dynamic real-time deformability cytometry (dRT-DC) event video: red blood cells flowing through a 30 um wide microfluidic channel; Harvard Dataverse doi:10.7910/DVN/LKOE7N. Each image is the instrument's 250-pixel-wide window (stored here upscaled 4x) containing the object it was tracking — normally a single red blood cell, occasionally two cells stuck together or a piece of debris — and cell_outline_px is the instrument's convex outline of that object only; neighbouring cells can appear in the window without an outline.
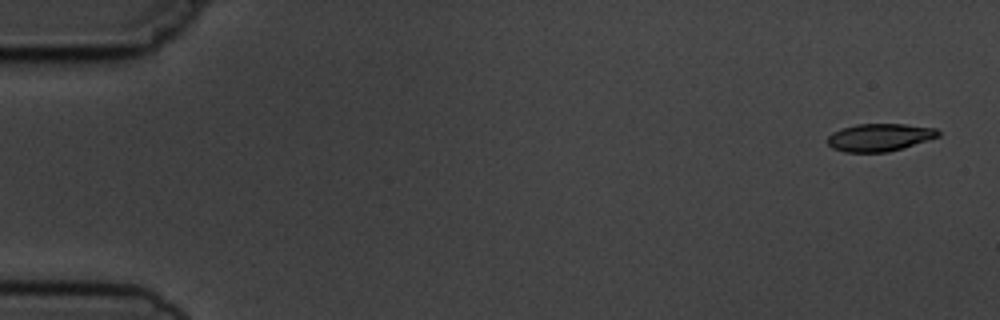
{"species": "common noctule bat (a hibernating species)", "species_latin": "Nyctalus noctula", "temperature_condition": "cold", "stored_images_in_passage": 5, "camera_frame_rate_fps": 3000, "um_per_image_px": 0.085, "animal": {"sex": "male", "body_mass_g": 19.5, "forearm_length_mm": 54.6}, "frame": {"image": 1, "passage_image": 1, "time_ms": 0.0, "image_size_px": [1000, 320], "cell_outline_px": [[940, 136], [904, 148], [888, 152], [844, 152], [832, 148], [828, 144], [828, 136], [832, 132], [840, 128], [856, 124], [904, 124], [936, 128], [940, 132]], "centroid_in_image_um": [74.76, 11.67], "position_along_channel_um": 10.2, "area_um2": 17.98}}
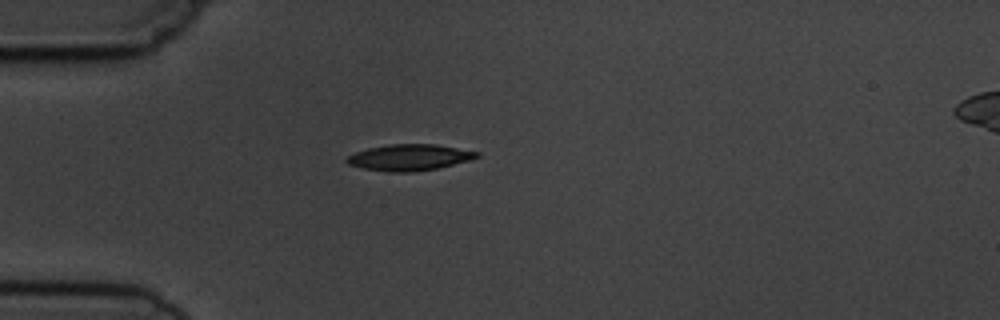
{"frame": {"image": 2, "passage_image": 4, "time_ms": 4.333, "image_size_px": [1000, 320], "cell_outline_px": [[480, 156], [468, 160], [436, 168], [412, 172], [388, 172], [364, 168], [348, 164], [344, 160], [348, 156], [356, 152], [368, 148], [388, 144], [436, 144], [480, 152]], "centroid_in_image_um": [34.78, 13.37], "position_along_channel_um": 50.2, "area_um2": 19.71}}